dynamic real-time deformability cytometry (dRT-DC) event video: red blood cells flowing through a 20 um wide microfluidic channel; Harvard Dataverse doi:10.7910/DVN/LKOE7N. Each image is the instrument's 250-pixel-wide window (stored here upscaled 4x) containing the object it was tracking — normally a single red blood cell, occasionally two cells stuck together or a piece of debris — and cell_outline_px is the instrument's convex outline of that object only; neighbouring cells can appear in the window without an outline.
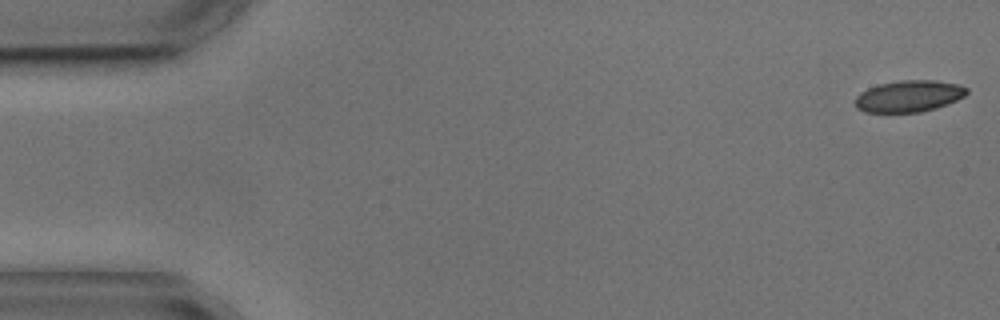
{"species": "common noctule bat (a hibernating species)", "species_latin": "Nyctalus noctula", "temperature_condition": "cold", "stored_images_in_passage": 4, "camera_frame_rate_fps": 3000, "um_per_image_px": 0.085, "animal": {"sex": "male", "body_mass_g": 17.9, "forearm_length_mm": 54.2}, "frame": {"image": 1, "passage_image": 1, "time_ms": 0.0, "image_size_px": [1000, 320], "cell_outline_px": [[968, 92], [964, 96], [948, 104], [936, 108], [920, 112], [864, 112], [856, 108], [856, 96], [860, 92], [868, 88], [880, 84], [900, 80], [936, 80], [956, 84], [968, 88]], "centroid_in_image_um": [77.25, 8.17], "position_along_channel_um": 7.7, "area_um2": 20.52}}
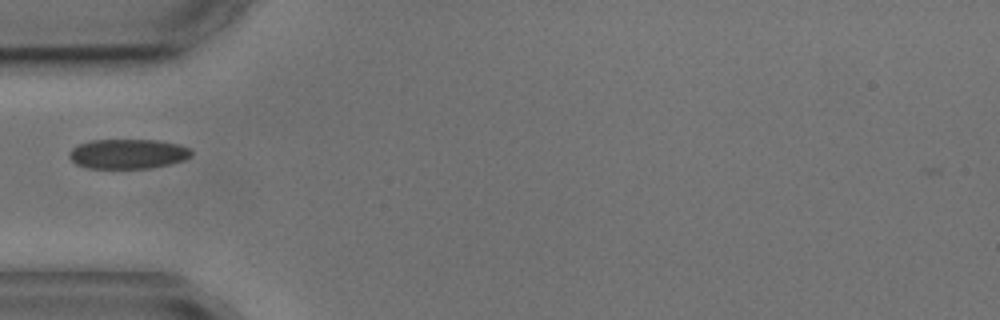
{"frame": {"image": 2, "passage_image": 4, "time_ms": 5.333, "image_size_px": [1000, 320], "cell_outline_px": [[192, 156], [184, 160], [168, 164], [148, 168], [88, 168], [76, 164], [68, 156], [68, 152], [76, 144], [92, 140], [160, 140], [180, 144], [188, 148], [192, 152]], "centroid_in_image_um": [10.85, 13.07], "position_along_channel_um": 74.1, "area_um2": 21.27}}